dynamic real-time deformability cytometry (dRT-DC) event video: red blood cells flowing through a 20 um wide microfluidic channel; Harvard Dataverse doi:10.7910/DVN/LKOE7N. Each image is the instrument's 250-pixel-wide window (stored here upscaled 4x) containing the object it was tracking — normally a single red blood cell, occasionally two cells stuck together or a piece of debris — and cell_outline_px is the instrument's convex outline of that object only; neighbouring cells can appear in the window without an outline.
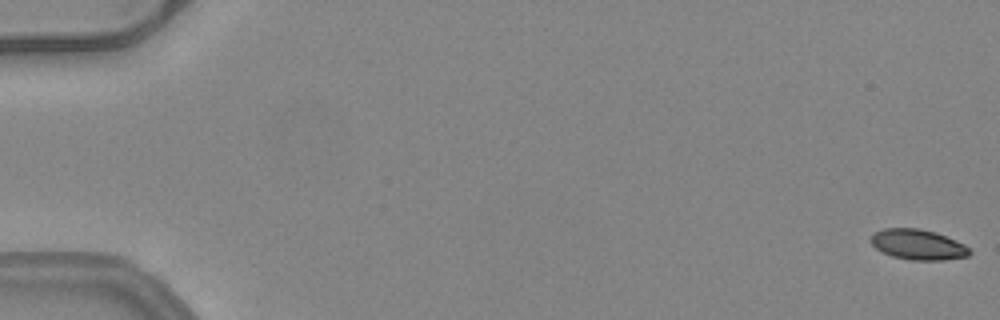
{"species": "common noctule bat (a hibernating species)", "species_latin": "Nyctalus noctula", "temperature_condition": "warm", "stored_images_in_passage": 53, "camera_frame_rate_fps": 3000, "um_per_image_px": 0.085, "animal": {"sex": "female", "body_mass_g": 24.6, "forearm_length_mm": 56.2}, "frame": {"image": 1, "passage_image": 1, "time_ms": 0.0, "image_size_px": [1000, 320], "cell_outline_px": [[972, 252], [968, 256], [940, 260], [912, 260], [892, 256], [876, 248], [872, 244], [872, 236], [876, 232], [884, 228], [920, 228], [936, 232], [964, 244]], "centroid_in_image_um": [78.05, 20.78], "position_along_channel_um": 7.0, "area_um2": 17.22}}
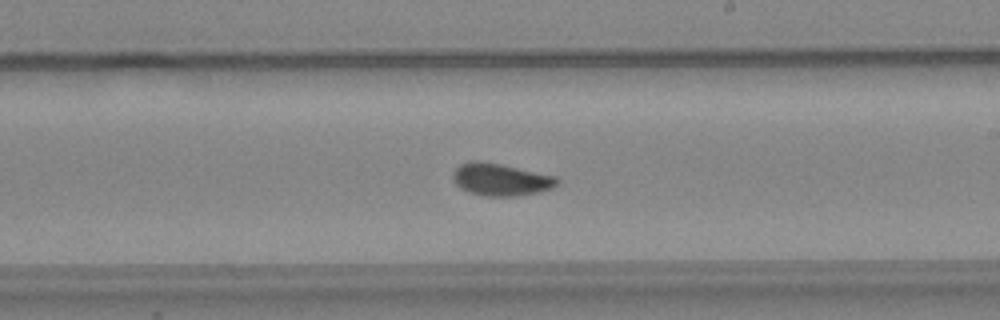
{"frame": {"image": 2, "passage_image": 32, "time_ms": 10.333, "image_size_px": [1000, 320], "cell_outline_px": [[560, 180], [552, 188], [540, 192], [516, 196], [484, 196], [468, 192], [460, 188], [456, 184], [452, 176], [452, 172], [460, 164], [468, 160], [480, 160], [500, 164], [556, 176]], "centroid_in_image_um": [42.53, 15.25], "position_along_channel_um": 246.5, "area_um2": 19.77}}
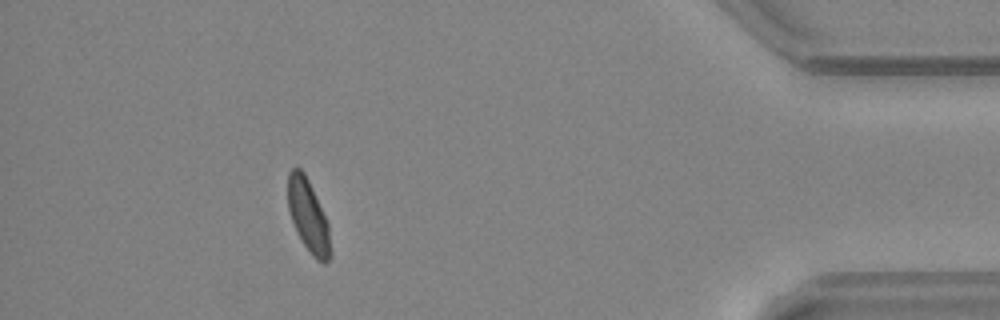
{"frame": {"image": 3, "passage_image": 48, "time_ms": 15.667, "image_size_px": [1000, 320], "cell_outline_px": [[332, 256], [324, 264], [316, 260], [312, 256], [304, 244], [292, 220], [288, 208], [288, 172], [292, 168], [300, 168], [304, 172], [312, 188], [328, 224], [332, 252]], "centroid_in_image_um": [26.22, 18.38], "position_along_channel_um": 409.0, "area_um2": 17.74}, "authors_computed_cell_mechanics": {"area_um2": 18.6694, "velocity_mm_per_s": 3.9985, "shape_relaxation_time_tau1_ms": null, "shape_relaxation_time_tau2_ms": 0.8674, "deformation_change_tau1": null, "deformation_change_tau2": 0.0378}}